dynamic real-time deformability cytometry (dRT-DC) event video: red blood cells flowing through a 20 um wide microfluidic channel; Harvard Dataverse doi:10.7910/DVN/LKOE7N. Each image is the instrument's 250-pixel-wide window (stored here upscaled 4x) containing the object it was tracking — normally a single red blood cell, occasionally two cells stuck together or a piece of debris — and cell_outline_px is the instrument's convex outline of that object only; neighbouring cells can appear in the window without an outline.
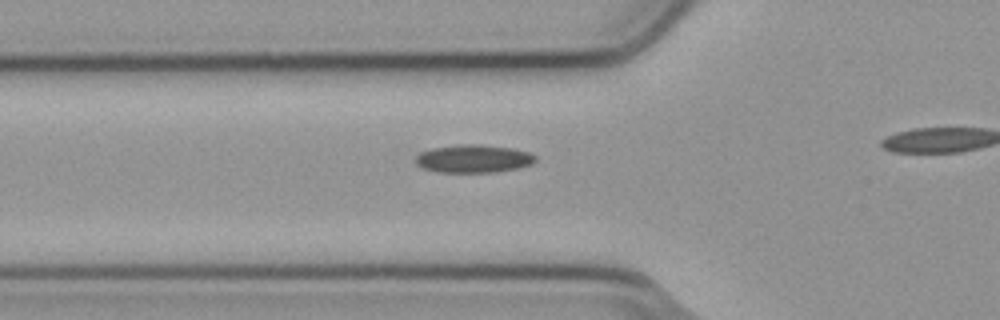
{"species": "common noctule bat (a hibernating species)", "species_latin": "Nyctalus noctula", "temperature_condition": "cold", "stored_images_in_passage": 17, "camera_frame_rate_fps": 3000, "um_per_image_px": 0.085, "animal": {"sex": "male", "body_mass_g": 23.1, "forearm_length_mm": 52.7}, "frame": {"image": 1, "passage_image": 12, "time_ms": 3.667, "image_size_px": [1000, 320], "cell_outline_px": [[536, 160], [532, 164], [520, 168], [496, 172], [436, 172], [424, 168], [416, 164], [416, 156], [420, 152], [432, 148], [460, 144], [480, 144], [516, 148], [528, 152], [536, 156]], "centroid_in_image_um": [40.28, 13.48], "position_along_channel_um": 85.5, "area_um2": 19.77}}
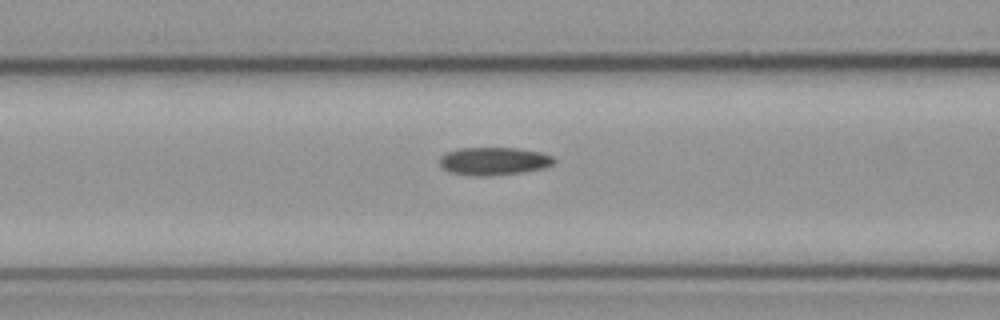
{"frame": {"image": 2, "passage_image": 15, "time_ms": 4.667, "image_size_px": [1000, 320], "cell_outline_px": [[556, 160], [552, 164], [544, 168], [524, 172], [488, 176], [472, 176], [448, 172], [440, 164], [440, 156], [448, 152], [460, 148], [516, 148], [540, 152], [552, 156]], "centroid_in_image_um": [41.97, 13.7], "position_along_channel_um": 124.6, "area_um2": 18.61}}